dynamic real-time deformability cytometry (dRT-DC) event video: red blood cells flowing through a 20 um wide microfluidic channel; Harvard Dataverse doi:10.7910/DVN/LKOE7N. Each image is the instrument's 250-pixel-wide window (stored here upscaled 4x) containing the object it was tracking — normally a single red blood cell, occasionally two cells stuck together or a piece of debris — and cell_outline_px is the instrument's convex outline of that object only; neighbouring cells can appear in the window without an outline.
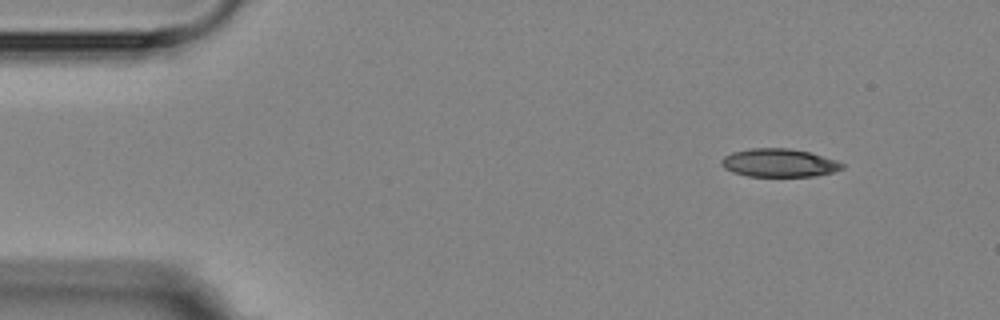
{"species": "Egyptian fruit bat (a non-hibernating species)", "species_latin": "Rousettus aegyptiacus", "temperature_condition": "room temperature", "stored_images_in_passage": 4, "camera_frame_rate_fps": 3000, "um_per_image_px": 0.085, "animal": {"sex": "female"}, "frame": {"image": 1, "passage_image": 2, "time_ms": 1.333, "image_size_px": [1000, 320], "cell_outline_px": [[844, 168], [832, 172], [816, 176], [748, 176], [732, 172], [724, 168], [720, 164], [720, 160], [724, 156], [732, 152], [748, 148], [788, 148], [808, 152], [836, 160], [844, 164]], "centroid_in_image_um": [66.18, 13.84], "position_along_channel_um": 18.8, "area_um2": 19.88}}